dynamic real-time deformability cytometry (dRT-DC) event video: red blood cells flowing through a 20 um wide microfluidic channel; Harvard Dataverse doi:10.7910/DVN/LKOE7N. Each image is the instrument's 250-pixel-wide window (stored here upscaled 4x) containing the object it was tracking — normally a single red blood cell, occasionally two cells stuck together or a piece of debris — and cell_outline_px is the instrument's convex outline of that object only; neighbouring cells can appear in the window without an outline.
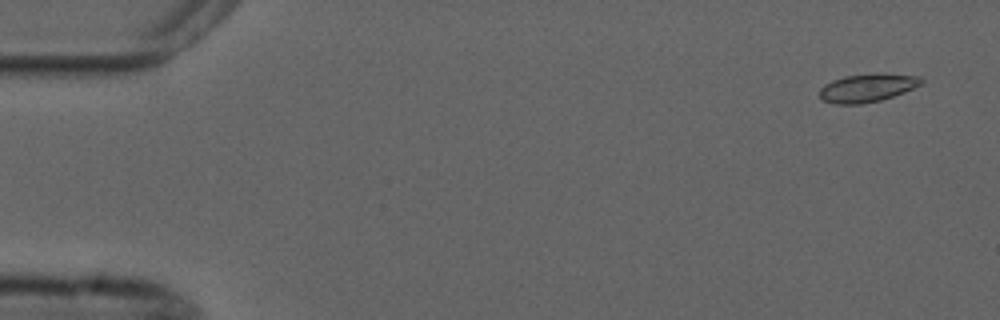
{"species": "common noctule bat (a hibernating species)", "species_latin": "Nyctalus noctula", "temperature_condition": "cold", "stored_images_in_passage": 6, "camera_frame_rate_fps": 3000, "um_per_image_px": 0.085, "animal": {"sex": "male", "forearm_length_mm": 52.5}, "frame": {"image": 1, "passage_image": 1, "time_ms": 0.0, "image_size_px": [1000, 320], "cell_outline_px": [[924, 80], [920, 84], [904, 92], [880, 100], [860, 104], [836, 104], [820, 100], [820, 88], [824, 84], [832, 80], [844, 76], [880, 72], [920, 76]], "centroid_in_image_um": [73.7, 7.45], "position_along_channel_um": 11.3, "area_um2": 16.88}}
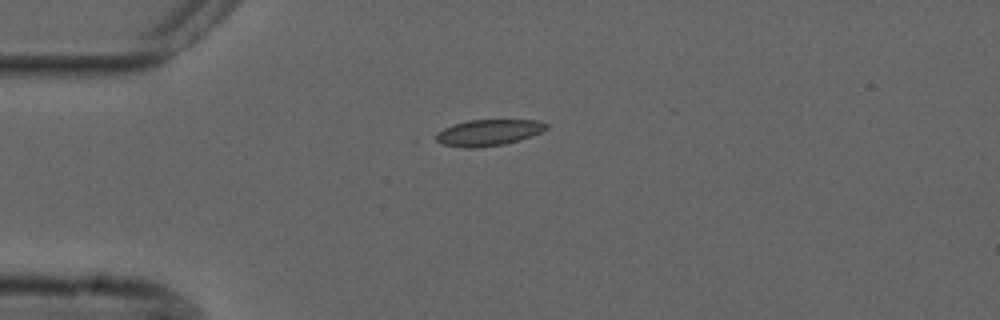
{"frame": {"image": 2, "passage_image": 4, "time_ms": 3.667, "image_size_px": [1000, 320], "cell_outline_px": [[548, 128], [532, 136], [520, 140], [504, 144], [476, 148], [464, 148], [440, 144], [432, 140], [436, 132], [452, 124], [468, 120], [536, 120], [548, 124]], "centroid_in_image_um": [41.44, 11.28], "position_along_channel_um": 43.6, "area_um2": 17.17}}
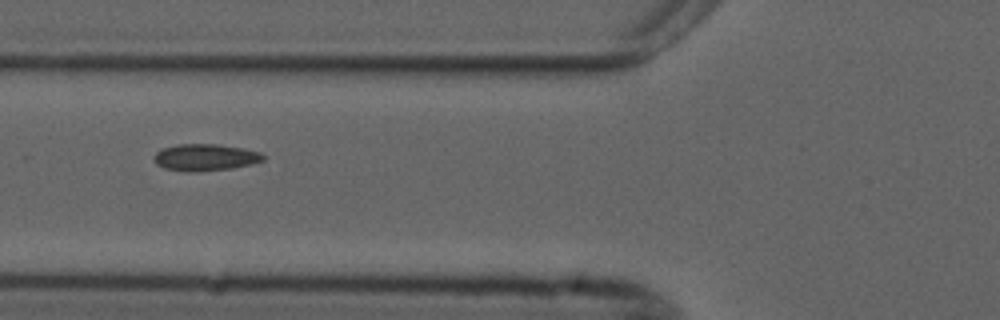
{"frame": {"image": 3, "passage_image": 6, "time_ms": 6.0, "image_size_px": [1000, 320], "cell_outline_px": [[264, 160], [252, 164], [232, 168], [196, 172], [192, 172], [164, 168], [156, 164], [152, 156], [160, 148], [180, 144], [216, 144], [244, 148], [260, 152], [264, 156]], "centroid_in_image_um": [17.42, 13.37], "position_along_channel_um": 108.4, "area_um2": 17.17}}